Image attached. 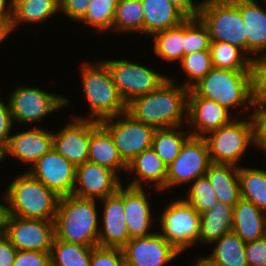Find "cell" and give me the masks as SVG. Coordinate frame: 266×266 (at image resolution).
<instances>
[{"instance_id": "obj_10", "label": "cell", "mask_w": 266, "mask_h": 266, "mask_svg": "<svg viewBox=\"0 0 266 266\" xmlns=\"http://www.w3.org/2000/svg\"><path fill=\"white\" fill-rule=\"evenodd\" d=\"M9 95L8 102L13 122L35 123L45 116L68 106L70 99L41 90L38 87L18 86Z\"/></svg>"}, {"instance_id": "obj_5", "label": "cell", "mask_w": 266, "mask_h": 266, "mask_svg": "<svg viewBox=\"0 0 266 266\" xmlns=\"http://www.w3.org/2000/svg\"><path fill=\"white\" fill-rule=\"evenodd\" d=\"M81 68L82 80L80 81L90 107L89 119L100 122L127 111V104L122 99L108 66L103 61L94 64L85 62Z\"/></svg>"}, {"instance_id": "obj_17", "label": "cell", "mask_w": 266, "mask_h": 266, "mask_svg": "<svg viewBox=\"0 0 266 266\" xmlns=\"http://www.w3.org/2000/svg\"><path fill=\"white\" fill-rule=\"evenodd\" d=\"M219 103L199 97L192 89L188 95L187 123L193 137H205L208 133L229 124L234 118ZM195 127V128H194Z\"/></svg>"}, {"instance_id": "obj_48", "label": "cell", "mask_w": 266, "mask_h": 266, "mask_svg": "<svg viewBox=\"0 0 266 266\" xmlns=\"http://www.w3.org/2000/svg\"><path fill=\"white\" fill-rule=\"evenodd\" d=\"M17 250L0 230V266H13Z\"/></svg>"}, {"instance_id": "obj_46", "label": "cell", "mask_w": 266, "mask_h": 266, "mask_svg": "<svg viewBox=\"0 0 266 266\" xmlns=\"http://www.w3.org/2000/svg\"><path fill=\"white\" fill-rule=\"evenodd\" d=\"M13 118L10 111L9 102H3L0 99V143L8 145L12 135Z\"/></svg>"}, {"instance_id": "obj_37", "label": "cell", "mask_w": 266, "mask_h": 266, "mask_svg": "<svg viewBox=\"0 0 266 266\" xmlns=\"http://www.w3.org/2000/svg\"><path fill=\"white\" fill-rule=\"evenodd\" d=\"M119 0H90L86 14L78 21L96 32L112 30L115 9Z\"/></svg>"}, {"instance_id": "obj_49", "label": "cell", "mask_w": 266, "mask_h": 266, "mask_svg": "<svg viewBox=\"0 0 266 266\" xmlns=\"http://www.w3.org/2000/svg\"><path fill=\"white\" fill-rule=\"evenodd\" d=\"M176 6L187 18H196L202 8L204 1L194 2L193 0H168Z\"/></svg>"}, {"instance_id": "obj_39", "label": "cell", "mask_w": 266, "mask_h": 266, "mask_svg": "<svg viewBox=\"0 0 266 266\" xmlns=\"http://www.w3.org/2000/svg\"><path fill=\"white\" fill-rule=\"evenodd\" d=\"M210 42L207 27L198 17L184 20V56L197 51L209 50Z\"/></svg>"}, {"instance_id": "obj_41", "label": "cell", "mask_w": 266, "mask_h": 266, "mask_svg": "<svg viewBox=\"0 0 266 266\" xmlns=\"http://www.w3.org/2000/svg\"><path fill=\"white\" fill-rule=\"evenodd\" d=\"M253 73V104L266 106V57H261L252 62Z\"/></svg>"}, {"instance_id": "obj_42", "label": "cell", "mask_w": 266, "mask_h": 266, "mask_svg": "<svg viewBox=\"0 0 266 266\" xmlns=\"http://www.w3.org/2000/svg\"><path fill=\"white\" fill-rule=\"evenodd\" d=\"M90 266H126L122 248L93 247Z\"/></svg>"}, {"instance_id": "obj_45", "label": "cell", "mask_w": 266, "mask_h": 266, "mask_svg": "<svg viewBox=\"0 0 266 266\" xmlns=\"http://www.w3.org/2000/svg\"><path fill=\"white\" fill-rule=\"evenodd\" d=\"M90 0H59V10L73 22H78L89 7Z\"/></svg>"}, {"instance_id": "obj_28", "label": "cell", "mask_w": 266, "mask_h": 266, "mask_svg": "<svg viewBox=\"0 0 266 266\" xmlns=\"http://www.w3.org/2000/svg\"><path fill=\"white\" fill-rule=\"evenodd\" d=\"M232 219L233 207L221 202L201 213L198 242L211 245L224 234L231 232Z\"/></svg>"}, {"instance_id": "obj_18", "label": "cell", "mask_w": 266, "mask_h": 266, "mask_svg": "<svg viewBox=\"0 0 266 266\" xmlns=\"http://www.w3.org/2000/svg\"><path fill=\"white\" fill-rule=\"evenodd\" d=\"M122 185L115 171L87 161L76 167L73 195L101 200L116 193Z\"/></svg>"}, {"instance_id": "obj_19", "label": "cell", "mask_w": 266, "mask_h": 266, "mask_svg": "<svg viewBox=\"0 0 266 266\" xmlns=\"http://www.w3.org/2000/svg\"><path fill=\"white\" fill-rule=\"evenodd\" d=\"M103 202L102 226L99 230L98 246L122 248L131 238L127 228L124 212V186Z\"/></svg>"}, {"instance_id": "obj_50", "label": "cell", "mask_w": 266, "mask_h": 266, "mask_svg": "<svg viewBox=\"0 0 266 266\" xmlns=\"http://www.w3.org/2000/svg\"><path fill=\"white\" fill-rule=\"evenodd\" d=\"M12 16L13 0H0V21H12Z\"/></svg>"}, {"instance_id": "obj_29", "label": "cell", "mask_w": 266, "mask_h": 266, "mask_svg": "<svg viewBox=\"0 0 266 266\" xmlns=\"http://www.w3.org/2000/svg\"><path fill=\"white\" fill-rule=\"evenodd\" d=\"M59 12V0H13L12 30L20 23H44Z\"/></svg>"}, {"instance_id": "obj_33", "label": "cell", "mask_w": 266, "mask_h": 266, "mask_svg": "<svg viewBox=\"0 0 266 266\" xmlns=\"http://www.w3.org/2000/svg\"><path fill=\"white\" fill-rule=\"evenodd\" d=\"M153 51L166 61H182L184 56V21L176 27L158 31L152 34Z\"/></svg>"}, {"instance_id": "obj_25", "label": "cell", "mask_w": 266, "mask_h": 266, "mask_svg": "<svg viewBox=\"0 0 266 266\" xmlns=\"http://www.w3.org/2000/svg\"><path fill=\"white\" fill-rule=\"evenodd\" d=\"M88 161L115 171L128 168L122 159L109 131L99 122L90 132Z\"/></svg>"}, {"instance_id": "obj_2", "label": "cell", "mask_w": 266, "mask_h": 266, "mask_svg": "<svg viewBox=\"0 0 266 266\" xmlns=\"http://www.w3.org/2000/svg\"><path fill=\"white\" fill-rule=\"evenodd\" d=\"M1 196V215L49 221L55 219L60 198L28 171L15 176Z\"/></svg>"}, {"instance_id": "obj_11", "label": "cell", "mask_w": 266, "mask_h": 266, "mask_svg": "<svg viewBox=\"0 0 266 266\" xmlns=\"http://www.w3.org/2000/svg\"><path fill=\"white\" fill-rule=\"evenodd\" d=\"M103 62L108 66L113 82L126 104L155 90L169 78L148 66L125 59H108Z\"/></svg>"}, {"instance_id": "obj_44", "label": "cell", "mask_w": 266, "mask_h": 266, "mask_svg": "<svg viewBox=\"0 0 266 266\" xmlns=\"http://www.w3.org/2000/svg\"><path fill=\"white\" fill-rule=\"evenodd\" d=\"M13 266H51V256L40 251H17Z\"/></svg>"}, {"instance_id": "obj_53", "label": "cell", "mask_w": 266, "mask_h": 266, "mask_svg": "<svg viewBox=\"0 0 266 266\" xmlns=\"http://www.w3.org/2000/svg\"><path fill=\"white\" fill-rule=\"evenodd\" d=\"M7 157L6 145L0 143V163Z\"/></svg>"}, {"instance_id": "obj_14", "label": "cell", "mask_w": 266, "mask_h": 266, "mask_svg": "<svg viewBox=\"0 0 266 266\" xmlns=\"http://www.w3.org/2000/svg\"><path fill=\"white\" fill-rule=\"evenodd\" d=\"M27 171L59 197L73 194L76 167L54 148Z\"/></svg>"}, {"instance_id": "obj_54", "label": "cell", "mask_w": 266, "mask_h": 266, "mask_svg": "<svg viewBox=\"0 0 266 266\" xmlns=\"http://www.w3.org/2000/svg\"><path fill=\"white\" fill-rule=\"evenodd\" d=\"M2 203H0V215H1V211H2V206H1Z\"/></svg>"}, {"instance_id": "obj_12", "label": "cell", "mask_w": 266, "mask_h": 266, "mask_svg": "<svg viewBox=\"0 0 266 266\" xmlns=\"http://www.w3.org/2000/svg\"><path fill=\"white\" fill-rule=\"evenodd\" d=\"M100 123L109 131L120 156L127 164L152 147L155 128L134 119L127 112L101 120Z\"/></svg>"}, {"instance_id": "obj_22", "label": "cell", "mask_w": 266, "mask_h": 266, "mask_svg": "<svg viewBox=\"0 0 266 266\" xmlns=\"http://www.w3.org/2000/svg\"><path fill=\"white\" fill-rule=\"evenodd\" d=\"M144 188L124 187V212L129 237H146L150 232L152 222V210L150 199Z\"/></svg>"}, {"instance_id": "obj_35", "label": "cell", "mask_w": 266, "mask_h": 266, "mask_svg": "<svg viewBox=\"0 0 266 266\" xmlns=\"http://www.w3.org/2000/svg\"><path fill=\"white\" fill-rule=\"evenodd\" d=\"M92 250L90 246L54 239L50 251L51 266H90Z\"/></svg>"}, {"instance_id": "obj_21", "label": "cell", "mask_w": 266, "mask_h": 266, "mask_svg": "<svg viewBox=\"0 0 266 266\" xmlns=\"http://www.w3.org/2000/svg\"><path fill=\"white\" fill-rule=\"evenodd\" d=\"M231 1L240 10L245 23L247 55L249 57L258 55V57H251L252 60L266 57V52H264L266 51V9L262 8L256 0Z\"/></svg>"}, {"instance_id": "obj_24", "label": "cell", "mask_w": 266, "mask_h": 266, "mask_svg": "<svg viewBox=\"0 0 266 266\" xmlns=\"http://www.w3.org/2000/svg\"><path fill=\"white\" fill-rule=\"evenodd\" d=\"M232 232L250 242L266 235V212L241 198L233 207Z\"/></svg>"}, {"instance_id": "obj_31", "label": "cell", "mask_w": 266, "mask_h": 266, "mask_svg": "<svg viewBox=\"0 0 266 266\" xmlns=\"http://www.w3.org/2000/svg\"><path fill=\"white\" fill-rule=\"evenodd\" d=\"M212 66L233 71H252V58L239 47L227 42L211 41Z\"/></svg>"}, {"instance_id": "obj_26", "label": "cell", "mask_w": 266, "mask_h": 266, "mask_svg": "<svg viewBox=\"0 0 266 266\" xmlns=\"http://www.w3.org/2000/svg\"><path fill=\"white\" fill-rule=\"evenodd\" d=\"M143 6V34L152 35L181 24L187 17L168 0H141Z\"/></svg>"}, {"instance_id": "obj_36", "label": "cell", "mask_w": 266, "mask_h": 266, "mask_svg": "<svg viewBox=\"0 0 266 266\" xmlns=\"http://www.w3.org/2000/svg\"><path fill=\"white\" fill-rule=\"evenodd\" d=\"M143 6L141 0H119L113 18V32L143 33Z\"/></svg>"}, {"instance_id": "obj_32", "label": "cell", "mask_w": 266, "mask_h": 266, "mask_svg": "<svg viewBox=\"0 0 266 266\" xmlns=\"http://www.w3.org/2000/svg\"><path fill=\"white\" fill-rule=\"evenodd\" d=\"M241 198L266 212V170L238 166Z\"/></svg>"}, {"instance_id": "obj_1", "label": "cell", "mask_w": 266, "mask_h": 266, "mask_svg": "<svg viewBox=\"0 0 266 266\" xmlns=\"http://www.w3.org/2000/svg\"><path fill=\"white\" fill-rule=\"evenodd\" d=\"M189 91L169 77L155 90L131 100L126 112L155 129L184 126Z\"/></svg>"}, {"instance_id": "obj_20", "label": "cell", "mask_w": 266, "mask_h": 266, "mask_svg": "<svg viewBox=\"0 0 266 266\" xmlns=\"http://www.w3.org/2000/svg\"><path fill=\"white\" fill-rule=\"evenodd\" d=\"M53 149V132L34 126L28 131L12 134L6 146L7 155L19 159L30 168Z\"/></svg>"}, {"instance_id": "obj_6", "label": "cell", "mask_w": 266, "mask_h": 266, "mask_svg": "<svg viewBox=\"0 0 266 266\" xmlns=\"http://www.w3.org/2000/svg\"><path fill=\"white\" fill-rule=\"evenodd\" d=\"M252 113V114H251ZM242 120L237 118L229 124L208 133L205 137L213 164L238 165L250 145L257 146V126L254 110Z\"/></svg>"}, {"instance_id": "obj_3", "label": "cell", "mask_w": 266, "mask_h": 266, "mask_svg": "<svg viewBox=\"0 0 266 266\" xmlns=\"http://www.w3.org/2000/svg\"><path fill=\"white\" fill-rule=\"evenodd\" d=\"M95 199L75 195L59 198L55 224V239L74 245L98 246L99 228Z\"/></svg>"}, {"instance_id": "obj_7", "label": "cell", "mask_w": 266, "mask_h": 266, "mask_svg": "<svg viewBox=\"0 0 266 266\" xmlns=\"http://www.w3.org/2000/svg\"><path fill=\"white\" fill-rule=\"evenodd\" d=\"M198 18L207 27L211 41L230 43L247 54L245 23L231 0H204Z\"/></svg>"}, {"instance_id": "obj_30", "label": "cell", "mask_w": 266, "mask_h": 266, "mask_svg": "<svg viewBox=\"0 0 266 266\" xmlns=\"http://www.w3.org/2000/svg\"><path fill=\"white\" fill-rule=\"evenodd\" d=\"M184 126L155 129L152 148L168 166L179 155L184 143L192 136Z\"/></svg>"}, {"instance_id": "obj_51", "label": "cell", "mask_w": 266, "mask_h": 266, "mask_svg": "<svg viewBox=\"0 0 266 266\" xmlns=\"http://www.w3.org/2000/svg\"><path fill=\"white\" fill-rule=\"evenodd\" d=\"M12 31L11 21H0V44Z\"/></svg>"}, {"instance_id": "obj_40", "label": "cell", "mask_w": 266, "mask_h": 266, "mask_svg": "<svg viewBox=\"0 0 266 266\" xmlns=\"http://www.w3.org/2000/svg\"><path fill=\"white\" fill-rule=\"evenodd\" d=\"M187 202L200 214L218 203V197L211 182L206 176L196 178L189 186Z\"/></svg>"}, {"instance_id": "obj_47", "label": "cell", "mask_w": 266, "mask_h": 266, "mask_svg": "<svg viewBox=\"0 0 266 266\" xmlns=\"http://www.w3.org/2000/svg\"><path fill=\"white\" fill-rule=\"evenodd\" d=\"M254 117L257 126V147L266 154V106H254Z\"/></svg>"}, {"instance_id": "obj_16", "label": "cell", "mask_w": 266, "mask_h": 266, "mask_svg": "<svg viewBox=\"0 0 266 266\" xmlns=\"http://www.w3.org/2000/svg\"><path fill=\"white\" fill-rule=\"evenodd\" d=\"M122 250L126 266H164L180 254L159 232L131 238Z\"/></svg>"}, {"instance_id": "obj_27", "label": "cell", "mask_w": 266, "mask_h": 266, "mask_svg": "<svg viewBox=\"0 0 266 266\" xmlns=\"http://www.w3.org/2000/svg\"><path fill=\"white\" fill-rule=\"evenodd\" d=\"M218 197V202L234 207L241 199L238 166L211 164L205 173Z\"/></svg>"}, {"instance_id": "obj_13", "label": "cell", "mask_w": 266, "mask_h": 266, "mask_svg": "<svg viewBox=\"0 0 266 266\" xmlns=\"http://www.w3.org/2000/svg\"><path fill=\"white\" fill-rule=\"evenodd\" d=\"M212 164L206 140L191 136L181 148L179 155L167 166L166 190L171 187L192 183L205 176Z\"/></svg>"}, {"instance_id": "obj_43", "label": "cell", "mask_w": 266, "mask_h": 266, "mask_svg": "<svg viewBox=\"0 0 266 266\" xmlns=\"http://www.w3.org/2000/svg\"><path fill=\"white\" fill-rule=\"evenodd\" d=\"M245 257L248 266H266V235L257 240L246 242Z\"/></svg>"}, {"instance_id": "obj_9", "label": "cell", "mask_w": 266, "mask_h": 266, "mask_svg": "<svg viewBox=\"0 0 266 266\" xmlns=\"http://www.w3.org/2000/svg\"><path fill=\"white\" fill-rule=\"evenodd\" d=\"M0 230L17 251L50 253L55 239L54 221L0 215Z\"/></svg>"}, {"instance_id": "obj_34", "label": "cell", "mask_w": 266, "mask_h": 266, "mask_svg": "<svg viewBox=\"0 0 266 266\" xmlns=\"http://www.w3.org/2000/svg\"><path fill=\"white\" fill-rule=\"evenodd\" d=\"M212 244H216L209 255L212 260L224 266H248L245 257L246 242L242 241L234 232L224 234Z\"/></svg>"}, {"instance_id": "obj_4", "label": "cell", "mask_w": 266, "mask_h": 266, "mask_svg": "<svg viewBox=\"0 0 266 266\" xmlns=\"http://www.w3.org/2000/svg\"><path fill=\"white\" fill-rule=\"evenodd\" d=\"M191 89L199 97L213 100L229 111H233L238 106L248 110L254 107L252 71H233L213 67Z\"/></svg>"}, {"instance_id": "obj_52", "label": "cell", "mask_w": 266, "mask_h": 266, "mask_svg": "<svg viewBox=\"0 0 266 266\" xmlns=\"http://www.w3.org/2000/svg\"><path fill=\"white\" fill-rule=\"evenodd\" d=\"M192 266H224L208 257H199L198 261L194 262Z\"/></svg>"}, {"instance_id": "obj_23", "label": "cell", "mask_w": 266, "mask_h": 266, "mask_svg": "<svg viewBox=\"0 0 266 266\" xmlns=\"http://www.w3.org/2000/svg\"><path fill=\"white\" fill-rule=\"evenodd\" d=\"M127 172L136 174L138 177L131 180L128 186L144 188L142 181L153 183L158 192L165 191L167 180V165L151 147L144 150L128 163Z\"/></svg>"}, {"instance_id": "obj_8", "label": "cell", "mask_w": 266, "mask_h": 266, "mask_svg": "<svg viewBox=\"0 0 266 266\" xmlns=\"http://www.w3.org/2000/svg\"><path fill=\"white\" fill-rule=\"evenodd\" d=\"M165 207L159 218V234L181 254L198 243L201 214L184 197Z\"/></svg>"}, {"instance_id": "obj_15", "label": "cell", "mask_w": 266, "mask_h": 266, "mask_svg": "<svg viewBox=\"0 0 266 266\" xmlns=\"http://www.w3.org/2000/svg\"><path fill=\"white\" fill-rule=\"evenodd\" d=\"M72 118L71 123L53 133V148L77 167L88 161L90 132L99 122L86 116Z\"/></svg>"}, {"instance_id": "obj_38", "label": "cell", "mask_w": 266, "mask_h": 266, "mask_svg": "<svg viewBox=\"0 0 266 266\" xmlns=\"http://www.w3.org/2000/svg\"><path fill=\"white\" fill-rule=\"evenodd\" d=\"M179 65H181V69L185 72L187 80L181 85L191 89L213 68L210 50L197 51L185 55Z\"/></svg>"}]
</instances>
